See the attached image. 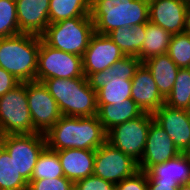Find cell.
<instances>
[{
    "label": "cell",
    "mask_w": 190,
    "mask_h": 190,
    "mask_svg": "<svg viewBox=\"0 0 190 190\" xmlns=\"http://www.w3.org/2000/svg\"><path fill=\"white\" fill-rule=\"evenodd\" d=\"M26 93L34 129L46 134L62 117L58 104L43 82H26Z\"/></svg>",
    "instance_id": "obj_12"
},
{
    "label": "cell",
    "mask_w": 190,
    "mask_h": 190,
    "mask_svg": "<svg viewBox=\"0 0 190 190\" xmlns=\"http://www.w3.org/2000/svg\"><path fill=\"white\" fill-rule=\"evenodd\" d=\"M97 116L104 130L108 132L114 126L133 120L141 116L144 112L130 98L124 100L123 103L117 104H97Z\"/></svg>",
    "instance_id": "obj_22"
},
{
    "label": "cell",
    "mask_w": 190,
    "mask_h": 190,
    "mask_svg": "<svg viewBox=\"0 0 190 190\" xmlns=\"http://www.w3.org/2000/svg\"><path fill=\"white\" fill-rule=\"evenodd\" d=\"M146 24L119 27L108 33V37L122 50L125 56L138 57L146 37Z\"/></svg>",
    "instance_id": "obj_23"
},
{
    "label": "cell",
    "mask_w": 190,
    "mask_h": 190,
    "mask_svg": "<svg viewBox=\"0 0 190 190\" xmlns=\"http://www.w3.org/2000/svg\"><path fill=\"white\" fill-rule=\"evenodd\" d=\"M74 188L76 190H116V184L92 174L76 181Z\"/></svg>",
    "instance_id": "obj_32"
},
{
    "label": "cell",
    "mask_w": 190,
    "mask_h": 190,
    "mask_svg": "<svg viewBox=\"0 0 190 190\" xmlns=\"http://www.w3.org/2000/svg\"><path fill=\"white\" fill-rule=\"evenodd\" d=\"M58 104L62 115L91 117L97 115V92L89 85L86 77L49 78L43 81Z\"/></svg>",
    "instance_id": "obj_5"
},
{
    "label": "cell",
    "mask_w": 190,
    "mask_h": 190,
    "mask_svg": "<svg viewBox=\"0 0 190 190\" xmlns=\"http://www.w3.org/2000/svg\"><path fill=\"white\" fill-rule=\"evenodd\" d=\"M167 54L179 68H190V34L172 35Z\"/></svg>",
    "instance_id": "obj_29"
},
{
    "label": "cell",
    "mask_w": 190,
    "mask_h": 190,
    "mask_svg": "<svg viewBox=\"0 0 190 190\" xmlns=\"http://www.w3.org/2000/svg\"><path fill=\"white\" fill-rule=\"evenodd\" d=\"M0 145L14 159L19 174L29 183L38 157L47 147L45 134L3 135Z\"/></svg>",
    "instance_id": "obj_8"
},
{
    "label": "cell",
    "mask_w": 190,
    "mask_h": 190,
    "mask_svg": "<svg viewBox=\"0 0 190 190\" xmlns=\"http://www.w3.org/2000/svg\"><path fill=\"white\" fill-rule=\"evenodd\" d=\"M142 63L151 72L160 94L166 99L173 89L180 68L167 53L152 56Z\"/></svg>",
    "instance_id": "obj_21"
},
{
    "label": "cell",
    "mask_w": 190,
    "mask_h": 190,
    "mask_svg": "<svg viewBox=\"0 0 190 190\" xmlns=\"http://www.w3.org/2000/svg\"><path fill=\"white\" fill-rule=\"evenodd\" d=\"M91 12V0H50L49 24L75 17H86Z\"/></svg>",
    "instance_id": "obj_25"
},
{
    "label": "cell",
    "mask_w": 190,
    "mask_h": 190,
    "mask_svg": "<svg viewBox=\"0 0 190 190\" xmlns=\"http://www.w3.org/2000/svg\"><path fill=\"white\" fill-rule=\"evenodd\" d=\"M47 147L53 151L63 149L96 150L107 141V132L98 116H65L45 134Z\"/></svg>",
    "instance_id": "obj_1"
},
{
    "label": "cell",
    "mask_w": 190,
    "mask_h": 190,
    "mask_svg": "<svg viewBox=\"0 0 190 190\" xmlns=\"http://www.w3.org/2000/svg\"><path fill=\"white\" fill-rule=\"evenodd\" d=\"M63 169L56 151L46 147L39 155L31 180L63 177Z\"/></svg>",
    "instance_id": "obj_28"
},
{
    "label": "cell",
    "mask_w": 190,
    "mask_h": 190,
    "mask_svg": "<svg viewBox=\"0 0 190 190\" xmlns=\"http://www.w3.org/2000/svg\"><path fill=\"white\" fill-rule=\"evenodd\" d=\"M165 104L174 109H186L190 104V68H180Z\"/></svg>",
    "instance_id": "obj_27"
},
{
    "label": "cell",
    "mask_w": 190,
    "mask_h": 190,
    "mask_svg": "<svg viewBox=\"0 0 190 190\" xmlns=\"http://www.w3.org/2000/svg\"><path fill=\"white\" fill-rule=\"evenodd\" d=\"M142 61L135 56H124L109 69L87 77L90 87L97 92V104H117L131 98L132 78Z\"/></svg>",
    "instance_id": "obj_3"
},
{
    "label": "cell",
    "mask_w": 190,
    "mask_h": 190,
    "mask_svg": "<svg viewBox=\"0 0 190 190\" xmlns=\"http://www.w3.org/2000/svg\"><path fill=\"white\" fill-rule=\"evenodd\" d=\"M16 0H0V38L20 34Z\"/></svg>",
    "instance_id": "obj_30"
},
{
    "label": "cell",
    "mask_w": 190,
    "mask_h": 190,
    "mask_svg": "<svg viewBox=\"0 0 190 190\" xmlns=\"http://www.w3.org/2000/svg\"><path fill=\"white\" fill-rule=\"evenodd\" d=\"M153 118L183 153L190 143V118L186 110L174 109L163 104L153 113Z\"/></svg>",
    "instance_id": "obj_16"
},
{
    "label": "cell",
    "mask_w": 190,
    "mask_h": 190,
    "mask_svg": "<svg viewBox=\"0 0 190 190\" xmlns=\"http://www.w3.org/2000/svg\"><path fill=\"white\" fill-rule=\"evenodd\" d=\"M50 0H16L19 31L41 36L49 25Z\"/></svg>",
    "instance_id": "obj_18"
},
{
    "label": "cell",
    "mask_w": 190,
    "mask_h": 190,
    "mask_svg": "<svg viewBox=\"0 0 190 190\" xmlns=\"http://www.w3.org/2000/svg\"><path fill=\"white\" fill-rule=\"evenodd\" d=\"M180 153L165 130L153 120L148 130L144 153L138 162L139 170L148 171L152 166L166 162Z\"/></svg>",
    "instance_id": "obj_15"
},
{
    "label": "cell",
    "mask_w": 190,
    "mask_h": 190,
    "mask_svg": "<svg viewBox=\"0 0 190 190\" xmlns=\"http://www.w3.org/2000/svg\"><path fill=\"white\" fill-rule=\"evenodd\" d=\"M124 56L108 35L95 32L82 56L83 74L87 78L92 73L107 70Z\"/></svg>",
    "instance_id": "obj_13"
},
{
    "label": "cell",
    "mask_w": 190,
    "mask_h": 190,
    "mask_svg": "<svg viewBox=\"0 0 190 190\" xmlns=\"http://www.w3.org/2000/svg\"><path fill=\"white\" fill-rule=\"evenodd\" d=\"M139 171L138 162L108 141L95 152L93 174L114 184Z\"/></svg>",
    "instance_id": "obj_11"
},
{
    "label": "cell",
    "mask_w": 190,
    "mask_h": 190,
    "mask_svg": "<svg viewBox=\"0 0 190 190\" xmlns=\"http://www.w3.org/2000/svg\"><path fill=\"white\" fill-rule=\"evenodd\" d=\"M41 36L20 33L0 38V67L20 82L36 81Z\"/></svg>",
    "instance_id": "obj_4"
},
{
    "label": "cell",
    "mask_w": 190,
    "mask_h": 190,
    "mask_svg": "<svg viewBox=\"0 0 190 190\" xmlns=\"http://www.w3.org/2000/svg\"><path fill=\"white\" fill-rule=\"evenodd\" d=\"M186 32L190 34V2L188 5V11H187V27Z\"/></svg>",
    "instance_id": "obj_36"
},
{
    "label": "cell",
    "mask_w": 190,
    "mask_h": 190,
    "mask_svg": "<svg viewBox=\"0 0 190 190\" xmlns=\"http://www.w3.org/2000/svg\"><path fill=\"white\" fill-rule=\"evenodd\" d=\"M147 182H166L172 184L190 183V162L183 153L166 162L152 166L148 171Z\"/></svg>",
    "instance_id": "obj_20"
},
{
    "label": "cell",
    "mask_w": 190,
    "mask_h": 190,
    "mask_svg": "<svg viewBox=\"0 0 190 190\" xmlns=\"http://www.w3.org/2000/svg\"><path fill=\"white\" fill-rule=\"evenodd\" d=\"M21 82L5 69L0 67V97L15 88Z\"/></svg>",
    "instance_id": "obj_34"
},
{
    "label": "cell",
    "mask_w": 190,
    "mask_h": 190,
    "mask_svg": "<svg viewBox=\"0 0 190 190\" xmlns=\"http://www.w3.org/2000/svg\"><path fill=\"white\" fill-rule=\"evenodd\" d=\"M153 120L152 113L144 112L141 116L110 129L107 132V141L139 162L144 153L148 130Z\"/></svg>",
    "instance_id": "obj_10"
},
{
    "label": "cell",
    "mask_w": 190,
    "mask_h": 190,
    "mask_svg": "<svg viewBox=\"0 0 190 190\" xmlns=\"http://www.w3.org/2000/svg\"><path fill=\"white\" fill-rule=\"evenodd\" d=\"M187 0H149V21L171 35L186 32Z\"/></svg>",
    "instance_id": "obj_14"
},
{
    "label": "cell",
    "mask_w": 190,
    "mask_h": 190,
    "mask_svg": "<svg viewBox=\"0 0 190 190\" xmlns=\"http://www.w3.org/2000/svg\"><path fill=\"white\" fill-rule=\"evenodd\" d=\"M183 154L190 162V143H189L188 147L184 150Z\"/></svg>",
    "instance_id": "obj_37"
},
{
    "label": "cell",
    "mask_w": 190,
    "mask_h": 190,
    "mask_svg": "<svg viewBox=\"0 0 190 190\" xmlns=\"http://www.w3.org/2000/svg\"><path fill=\"white\" fill-rule=\"evenodd\" d=\"M64 176L75 183L93 174L96 150L63 149L56 151Z\"/></svg>",
    "instance_id": "obj_19"
},
{
    "label": "cell",
    "mask_w": 190,
    "mask_h": 190,
    "mask_svg": "<svg viewBox=\"0 0 190 190\" xmlns=\"http://www.w3.org/2000/svg\"><path fill=\"white\" fill-rule=\"evenodd\" d=\"M180 184L147 182V190H178Z\"/></svg>",
    "instance_id": "obj_35"
},
{
    "label": "cell",
    "mask_w": 190,
    "mask_h": 190,
    "mask_svg": "<svg viewBox=\"0 0 190 190\" xmlns=\"http://www.w3.org/2000/svg\"><path fill=\"white\" fill-rule=\"evenodd\" d=\"M116 190H147V175L144 171H137L131 177L116 184Z\"/></svg>",
    "instance_id": "obj_33"
},
{
    "label": "cell",
    "mask_w": 190,
    "mask_h": 190,
    "mask_svg": "<svg viewBox=\"0 0 190 190\" xmlns=\"http://www.w3.org/2000/svg\"><path fill=\"white\" fill-rule=\"evenodd\" d=\"M38 133L28 106L26 82L0 97V136Z\"/></svg>",
    "instance_id": "obj_7"
},
{
    "label": "cell",
    "mask_w": 190,
    "mask_h": 190,
    "mask_svg": "<svg viewBox=\"0 0 190 190\" xmlns=\"http://www.w3.org/2000/svg\"><path fill=\"white\" fill-rule=\"evenodd\" d=\"M178 190H190V183L179 185Z\"/></svg>",
    "instance_id": "obj_38"
},
{
    "label": "cell",
    "mask_w": 190,
    "mask_h": 190,
    "mask_svg": "<svg viewBox=\"0 0 190 190\" xmlns=\"http://www.w3.org/2000/svg\"><path fill=\"white\" fill-rule=\"evenodd\" d=\"M131 99L143 112L152 114L165 104V98L160 94L151 72L143 63L132 78Z\"/></svg>",
    "instance_id": "obj_17"
},
{
    "label": "cell",
    "mask_w": 190,
    "mask_h": 190,
    "mask_svg": "<svg viewBox=\"0 0 190 190\" xmlns=\"http://www.w3.org/2000/svg\"><path fill=\"white\" fill-rule=\"evenodd\" d=\"M145 35L146 37L138 56L142 62L152 56L167 53L172 36L169 32L148 21Z\"/></svg>",
    "instance_id": "obj_24"
},
{
    "label": "cell",
    "mask_w": 190,
    "mask_h": 190,
    "mask_svg": "<svg viewBox=\"0 0 190 190\" xmlns=\"http://www.w3.org/2000/svg\"><path fill=\"white\" fill-rule=\"evenodd\" d=\"M94 33V23L89 15L51 23L41 38L52 48L82 57Z\"/></svg>",
    "instance_id": "obj_6"
},
{
    "label": "cell",
    "mask_w": 190,
    "mask_h": 190,
    "mask_svg": "<svg viewBox=\"0 0 190 190\" xmlns=\"http://www.w3.org/2000/svg\"><path fill=\"white\" fill-rule=\"evenodd\" d=\"M85 77L82 68V57L52 48L41 38L36 81L43 82L49 78Z\"/></svg>",
    "instance_id": "obj_9"
},
{
    "label": "cell",
    "mask_w": 190,
    "mask_h": 190,
    "mask_svg": "<svg viewBox=\"0 0 190 190\" xmlns=\"http://www.w3.org/2000/svg\"><path fill=\"white\" fill-rule=\"evenodd\" d=\"M185 110H186V112H187V114H188V116L190 118V104L188 105V107Z\"/></svg>",
    "instance_id": "obj_39"
},
{
    "label": "cell",
    "mask_w": 190,
    "mask_h": 190,
    "mask_svg": "<svg viewBox=\"0 0 190 190\" xmlns=\"http://www.w3.org/2000/svg\"><path fill=\"white\" fill-rule=\"evenodd\" d=\"M73 188L74 183L65 176L30 180L28 183V190H72Z\"/></svg>",
    "instance_id": "obj_31"
},
{
    "label": "cell",
    "mask_w": 190,
    "mask_h": 190,
    "mask_svg": "<svg viewBox=\"0 0 190 190\" xmlns=\"http://www.w3.org/2000/svg\"><path fill=\"white\" fill-rule=\"evenodd\" d=\"M0 190H28V182L19 174L14 159L1 145Z\"/></svg>",
    "instance_id": "obj_26"
},
{
    "label": "cell",
    "mask_w": 190,
    "mask_h": 190,
    "mask_svg": "<svg viewBox=\"0 0 190 190\" xmlns=\"http://www.w3.org/2000/svg\"><path fill=\"white\" fill-rule=\"evenodd\" d=\"M95 32L107 35L119 27H132L149 21V0H91Z\"/></svg>",
    "instance_id": "obj_2"
}]
</instances>
